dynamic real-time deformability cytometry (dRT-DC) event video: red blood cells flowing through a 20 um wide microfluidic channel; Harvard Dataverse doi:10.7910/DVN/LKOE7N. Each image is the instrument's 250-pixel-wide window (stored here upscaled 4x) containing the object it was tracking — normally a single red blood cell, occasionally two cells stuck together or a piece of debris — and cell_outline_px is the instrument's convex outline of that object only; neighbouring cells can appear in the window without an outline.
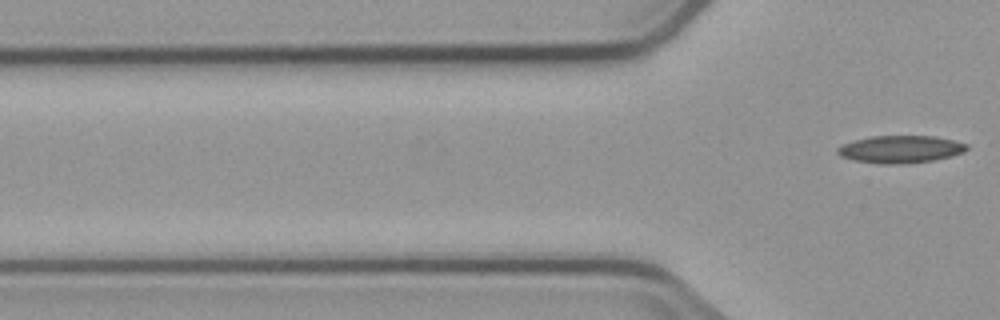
{"species": "common noctule bat (a hibernating species)", "species_latin": "Nyctalus noctula", "temperature_condition": "cold", "stored_images_in_passage": 3, "segment_of_instrument_passage": [2, 2], "camera_frame_rate_fps": 3000, "um_per_image_px": 0.085, "animal": {"sex": "male", "body_mass_g": 23.1, "forearm_length_mm": 52.7}, "frame": {"image": 1, "passage_image": 3, "time_ms": 2.333, "image_size_px": [1000, 320], "cell_outline_px": [[968, 148], [964, 152], [952, 156], [932, 160], [892, 164], [880, 164], [852, 160], [840, 156], [836, 152], [836, 148], [844, 144], [856, 140], [872, 136], [932, 136], [952, 140], [968, 144]], "centroid_in_image_um": [76.52, 12.68], "position_along_channel_um": 49.3, "area_um2": 20.46}}